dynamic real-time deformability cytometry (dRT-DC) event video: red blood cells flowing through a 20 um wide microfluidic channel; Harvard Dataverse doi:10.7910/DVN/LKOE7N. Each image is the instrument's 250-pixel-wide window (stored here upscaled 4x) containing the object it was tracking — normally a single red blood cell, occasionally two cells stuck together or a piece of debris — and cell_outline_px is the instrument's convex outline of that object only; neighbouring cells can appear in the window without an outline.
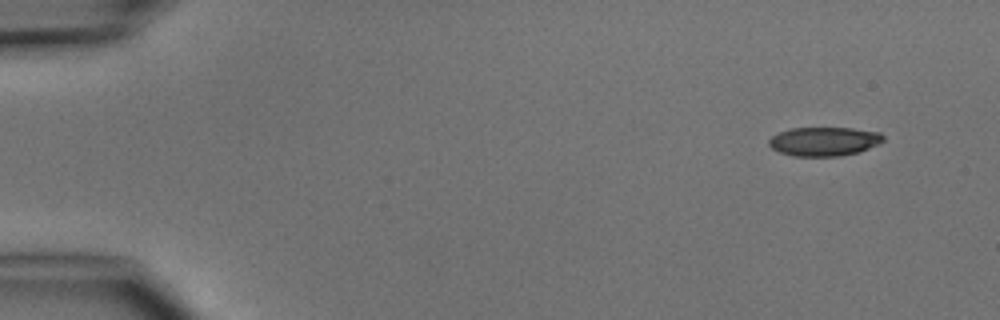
{"species": "common noctule bat (a hibernating species)", "species_latin": "Nyctalus noctula", "temperature_condition": "cold", "stored_images_in_passage": 4, "camera_frame_rate_fps": 3000, "um_per_image_px": 0.085, "animal": {"sex": "male", "body_mass_g": 15.6}, "frame": {"image": 1, "passage_image": 1, "time_ms": 0.0, "image_size_px": [1000, 320], "cell_outline_px": [[884, 140], [880, 144], [860, 152], [840, 156], [792, 156], [780, 152], [772, 148], [768, 144], [768, 140], [772, 136], [780, 132], [792, 128], [852, 128], [880, 132], [884, 136]], "centroid_in_image_um": [70.08, 12.02], "position_along_channel_um": 14.9, "area_um2": 19.42}}
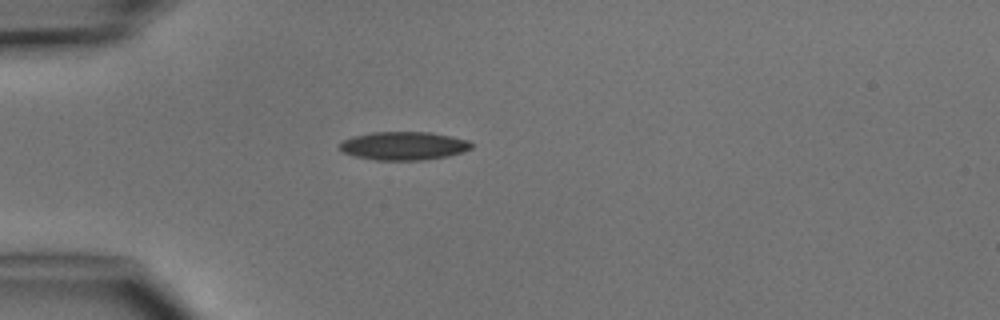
{"frame": {"image": 2, "passage_image": 4, "time_ms": 3.333, "image_size_px": [1000, 320], "cell_outline_px": [[472, 148], [464, 152], [448, 156], [424, 160], [376, 160], [356, 156], [340, 152], [336, 148], [336, 144], [352, 136], [372, 132], [432, 132], [452, 136], [468, 140], [472, 144]], "centroid_in_image_um": [34.28, 12.39], "position_along_channel_um": 50.7, "area_um2": 22.14}}